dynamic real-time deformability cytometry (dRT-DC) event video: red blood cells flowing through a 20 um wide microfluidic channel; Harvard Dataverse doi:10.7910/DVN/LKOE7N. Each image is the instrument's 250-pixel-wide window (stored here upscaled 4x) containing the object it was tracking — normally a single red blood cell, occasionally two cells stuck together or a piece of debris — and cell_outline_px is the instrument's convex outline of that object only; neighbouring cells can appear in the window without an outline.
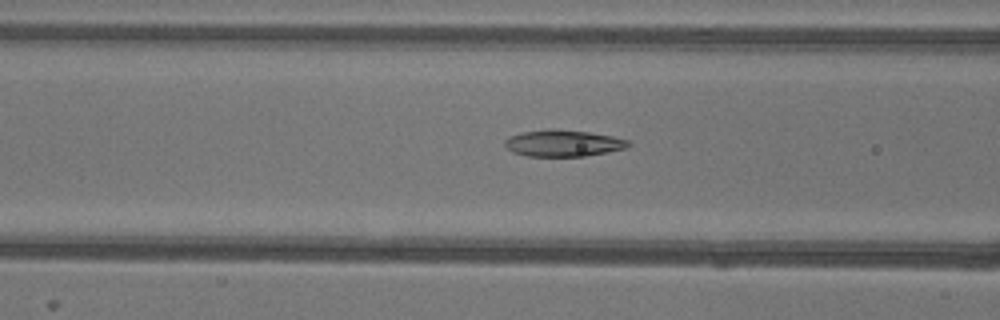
{"species": "common noctule bat (a hibernating species)", "species_latin": "Nyctalus noctula", "temperature_condition": "warm", "stored_images_in_passage": 51, "camera_frame_rate_fps": 3000, "um_per_image_px": 0.085, "animal": {"sex": "female"}, "frame": {"image": 1, "passage_image": 19, "time_ms": 6.0, "image_size_px": [1000, 320], "cell_outline_px": [[632, 144], [628, 148], [608, 152], [584, 156], [528, 156], [512, 152], [504, 144], [504, 140], [508, 136], [520, 132], [548, 128], [552, 128], [588, 132], [612, 136], [628, 140]], "centroid_in_image_um": [47.86, 12.16], "position_along_channel_um": 118.7, "area_um2": 19.36}}
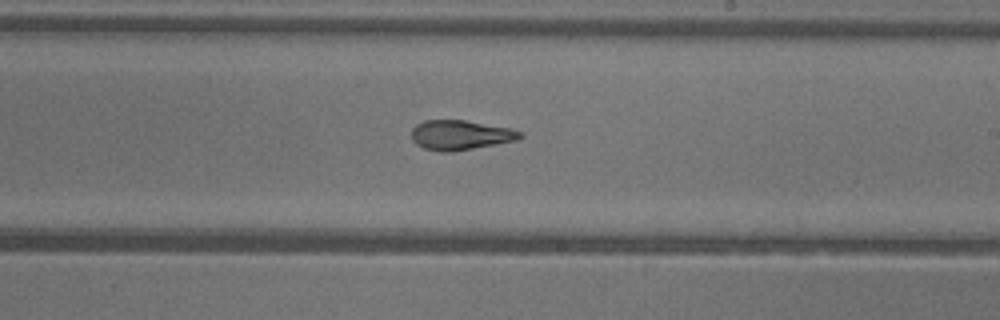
{"frame": {"image": 2, "passage_image": 29, "time_ms": 9.333, "image_size_px": [1000, 320], "cell_outline_px": [[524, 136], [516, 140], [496, 144], [452, 152], [440, 152], [424, 148], [416, 144], [412, 140], [412, 128], [416, 124], [424, 120], [464, 120], [508, 128], [520, 132]], "centroid_in_image_um": [39.08, 11.48], "position_along_channel_um": 249.9, "area_um2": 18.67}}
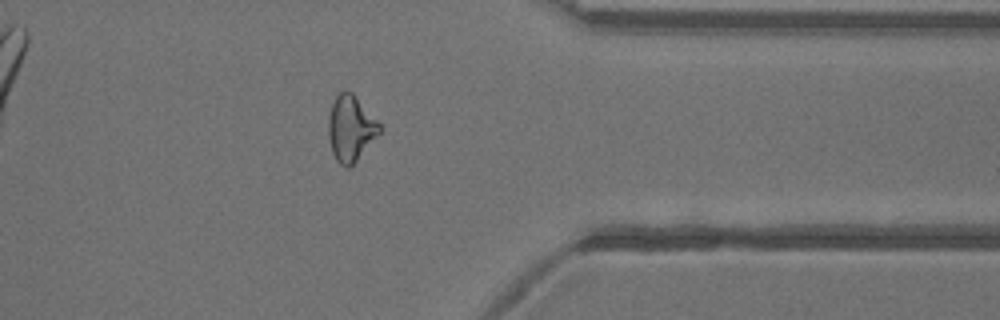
{"frame": {"image": 3, "passage_image": 40, "time_ms": 13.0, "image_size_px": [1000, 320], "cell_outline_px": [[384, 128], [356, 160], [348, 168], [344, 168], [336, 160], [332, 152], [328, 140], [328, 116], [332, 104], [336, 96], [340, 92], [352, 92]], "centroid_in_image_um": [29.8, 10.92], "position_along_channel_um": 381.6, "area_um2": 19.48}, "authors_computed_cell_mechanics": {"area_um2": 20.3456, "velocity_mm_per_s": 3.9334, "shape_relaxation_time_tau1_ms": null, "shape_relaxation_time_tau2_ms": 2.3581, "deformation_change_tau1": null, "deformation_change_tau2": 0.1085}}